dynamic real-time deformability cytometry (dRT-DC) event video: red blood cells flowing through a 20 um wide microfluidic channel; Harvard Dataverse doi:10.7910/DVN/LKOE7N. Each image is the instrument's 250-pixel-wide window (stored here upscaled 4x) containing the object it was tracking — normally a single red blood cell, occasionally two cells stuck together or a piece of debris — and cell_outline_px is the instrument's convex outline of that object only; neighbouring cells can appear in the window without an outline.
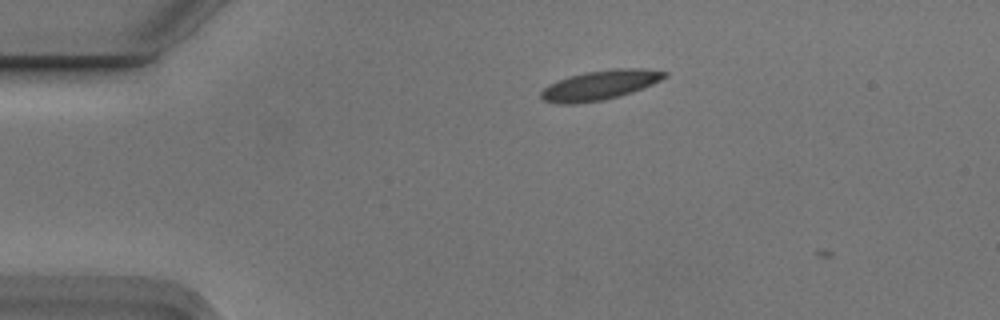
{"species": "Egyptian fruit bat (a non-hibernating species)", "species_latin": "Rousettus aegyptiacus", "temperature_condition": "cold", "stored_images_in_passage": 3, "camera_frame_rate_fps": 3000, "um_per_image_px": 0.085, "animal": {"sex": "male"}, "frame": {"image": 1, "passage_image": 1, "time_ms": 0.0, "image_size_px": [1000, 320], "cell_outline_px": [[668, 76], [652, 84], [632, 92], [620, 96], [604, 100], [576, 104], [560, 104], [544, 100], [540, 96], [540, 92], [548, 84], [568, 76], [584, 72], [616, 68], [648, 68], [668, 72]], "centroid_in_image_um": [51.0, 7.23], "position_along_channel_um": 34.0, "area_um2": 21.5}}